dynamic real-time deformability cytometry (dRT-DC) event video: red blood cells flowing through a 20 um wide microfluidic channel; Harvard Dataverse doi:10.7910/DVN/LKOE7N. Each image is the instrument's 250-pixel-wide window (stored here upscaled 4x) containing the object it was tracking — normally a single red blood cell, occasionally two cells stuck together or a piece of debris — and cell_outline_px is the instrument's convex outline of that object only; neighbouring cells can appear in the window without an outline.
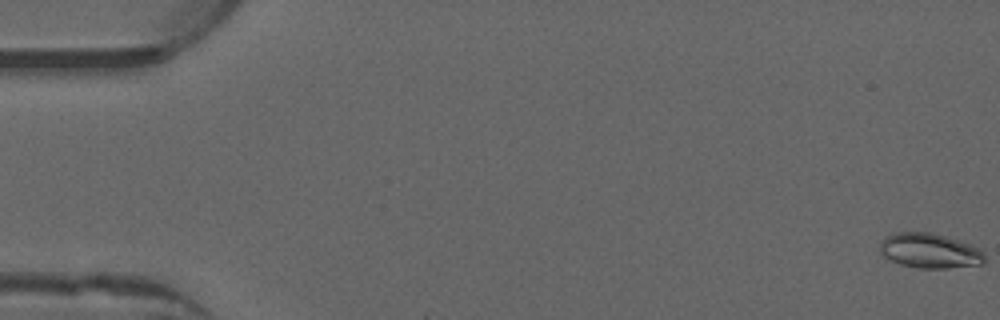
{"species": "common noctule bat (a hibernating species)", "species_latin": "Nyctalus noctula", "temperature_condition": "warm", "stored_images_in_passage": 4, "camera_frame_rate_fps": 3000, "um_per_image_px": 0.085, "animal": {"sex": "male", "forearm_length_mm": 52.5}, "frame": {"image": 1, "passage_image": 1, "time_ms": 0.0, "image_size_px": [1000, 320], "cell_outline_px": [[984, 264], [948, 268], [920, 268], [900, 264], [888, 260], [880, 252], [880, 244], [884, 236], [896, 232], [932, 232], [968, 244], [984, 252]], "centroid_in_image_um": [78.98, 21.32], "position_along_channel_um": 6.0, "area_um2": 21.21}}